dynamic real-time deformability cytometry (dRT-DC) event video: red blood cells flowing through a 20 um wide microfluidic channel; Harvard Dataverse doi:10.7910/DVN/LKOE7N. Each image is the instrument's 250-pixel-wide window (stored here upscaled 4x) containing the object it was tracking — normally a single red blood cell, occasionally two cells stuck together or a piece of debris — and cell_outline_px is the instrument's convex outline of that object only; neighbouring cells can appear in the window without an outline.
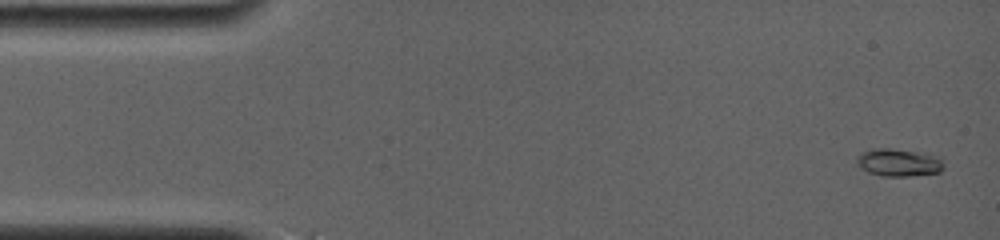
{"species": "common noctule bat (a hibernating species)", "species_latin": "Nyctalus noctula", "temperature_condition": "room temperature", "stored_images_in_passage": 2, "camera_frame_rate_fps": 4000, "um_per_image_px": 0.085, "animal": {"sex": "female", "body_mass_g": 19.0, "forearm_length_mm": 56.7}, "frame": {"image": 1, "passage_image": 1, "time_ms": 0.0, "image_size_px": [1000, 240], "cell_outline_px": [[944, 168], [940, 172], [908, 176], [884, 176], [868, 172], [856, 164], [856, 160], [860, 152], [876, 148], [888, 148], [924, 152], [936, 156], [944, 164]], "centroid_in_image_um": [76.38, 13.8], "position_along_channel_um": 8.6, "area_um2": 14.05}}